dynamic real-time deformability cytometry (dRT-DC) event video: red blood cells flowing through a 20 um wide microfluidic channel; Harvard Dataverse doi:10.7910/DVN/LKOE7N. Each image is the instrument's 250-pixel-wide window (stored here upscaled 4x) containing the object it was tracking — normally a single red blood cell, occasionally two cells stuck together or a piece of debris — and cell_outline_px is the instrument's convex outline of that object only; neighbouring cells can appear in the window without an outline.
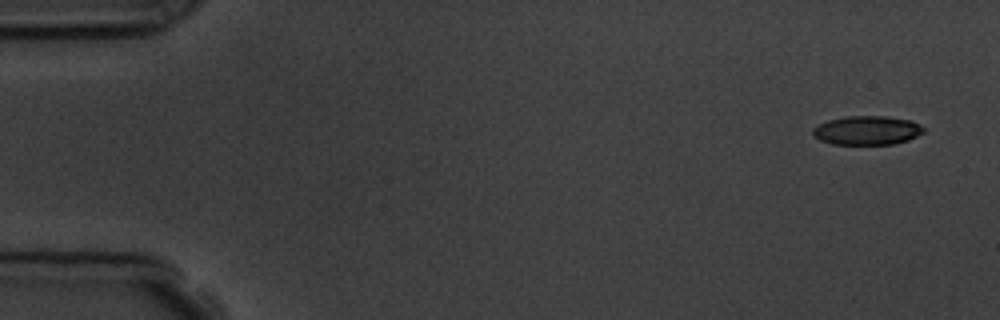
{"species": "common noctule bat (a hibernating species)", "species_latin": "Nyctalus noctula", "temperature_condition": "room temperature", "stored_images_in_passage": 5, "segment_of_instrument_passage": [1, 2], "camera_frame_rate_fps": 3000, "um_per_image_px": 0.085, "animal": {"sex": "male", "body_mass_g": 19.5, "forearm_length_mm": 54.6}, "frame": {"image": 1, "passage_image": 1, "time_ms": 0.0, "image_size_px": [1000, 320], "cell_outline_px": [[924, 132], [908, 140], [892, 144], [832, 144], [820, 140], [812, 136], [812, 128], [828, 120], [848, 116], [884, 116], [912, 120], [920, 124], [924, 128]], "centroid_in_image_um": [73.69, 11.08], "position_along_channel_um": 11.3, "area_um2": 18.73}}
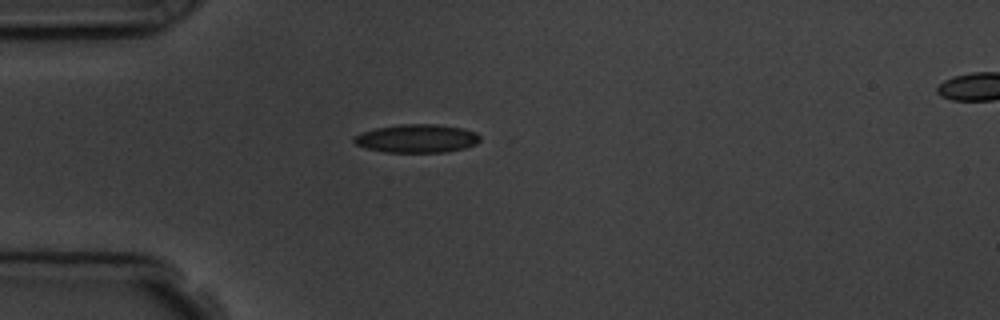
{"frame": {"image": 2, "passage_image": 4, "time_ms": 4.0, "image_size_px": [1000, 320], "cell_outline_px": [[480, 140], [476, 144], [464, 148], [444, 152], [384, 152], [368, 148], [356, 144], [352, 140], [352, 136], [360, 132], [376, 128], [400, 124], [436, 124], [464, 128], [476, 132], [480, 136]], "centroid_in_image_um": [35.42, 11.76], "position_along_channel_um": 49.6, "area_um2": 20.92}}